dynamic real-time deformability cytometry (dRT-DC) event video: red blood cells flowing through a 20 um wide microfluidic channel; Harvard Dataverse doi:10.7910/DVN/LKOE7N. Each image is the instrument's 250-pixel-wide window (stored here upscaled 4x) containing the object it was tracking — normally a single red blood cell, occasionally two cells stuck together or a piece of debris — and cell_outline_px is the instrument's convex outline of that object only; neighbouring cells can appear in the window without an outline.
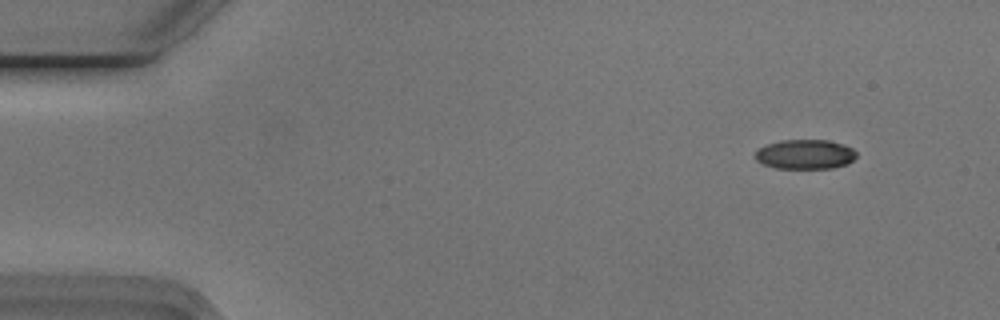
{"species": "Egyptian fruit bat (a non-hibernating species)", "species_latin": "Rousettus aegyptiacus", "temperature_condition": "cold", "stored_images_in_passage": 7, "camera_frame_rate_fps": 3000, "um_per_image_px": 0.085, "animal": {"sex": "male"}, "frame": {"image": 1, "passage_image": 1, "time_ms": 0.0, "image_size_px": [1000, 320], "cell_outline_px": [[856, 156], [848, 164], [832, 168], [776, 168], [764, 164], [756, 160], [756, 148], [764, 144], [780, 140], [828, 140], [844, 144], [852, 148], [856, 152]], "centroid_in_image_um": [68.42, 13.1], "position_along_channel_um": 16.6, "area_um2": 17.57}}